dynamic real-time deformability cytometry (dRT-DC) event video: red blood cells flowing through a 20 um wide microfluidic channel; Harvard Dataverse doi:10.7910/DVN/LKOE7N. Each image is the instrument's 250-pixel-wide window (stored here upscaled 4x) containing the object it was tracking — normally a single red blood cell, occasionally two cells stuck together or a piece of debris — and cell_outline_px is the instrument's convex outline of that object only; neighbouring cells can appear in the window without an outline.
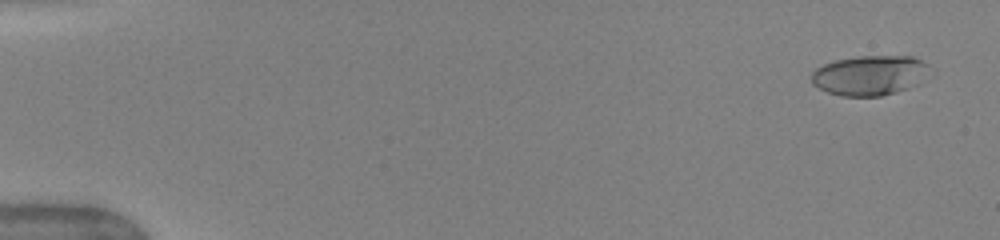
{"species": "human", "species_latin": "Homo sapiens", "temperature_condition": "warm", "stored_images_in_passage": 52, "camera_frame_rate_fps": 3000, "um_per_image_px": 0.085, "donor": {"sex": "female"}, "frame": {"image": 1, "passage_image": 3, "time_ms": 0.667, "image_size_px": [1000, 240], "cell_outline_px": [[928, 68], [920, 84], [896, 92], [880, 96], [840, 96], [828, 92], [812, 84], [812, 72], [816, 68], [832, 60], [856, 56], [912, 56], [928, 64]], "centroid_in_image_um": [73.9, 6.4], "position_along_channel_um": 11.1, "area_um2": 27.51}}
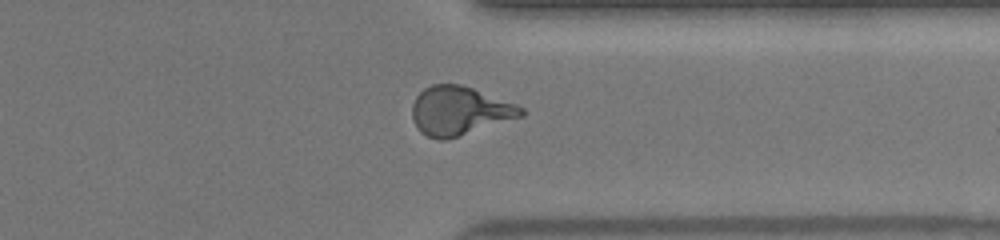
{"frame": {"image": 2, "passage_image": 41, "time_ms": 13.333, "image_size_px": [1000, 240], "cell_outline_px": [[524, 116], [448, 140], [440, 140], [428, 136], [420, 132], [412, 116], [412, 104], [416, 96], [424, 88], [432, 84], [460, 84], [472, 88], [516, 104], [524, 108]], "centroid_in_image_um": [39.06, 9.43], "position_along_channel_um": 372.3, "area_um2": 30.98}}
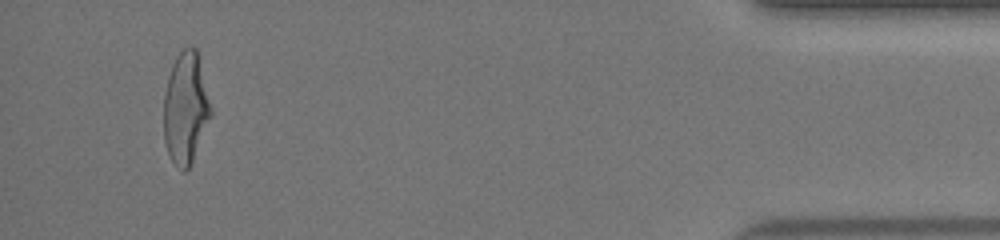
{"frame": {"image": 3, "passage_image": 49, "time_ms": 16.0, "image_size_px": [1000, 240], "cell_outline_px": [[212, 112], [192, 160], [188, 168], [184, 172], [176, 168], [168, 152], [164, 140], [164, 92], [168, 76], [172, 64], [176, 56], [184, 48], [196, 48], [212, 108]], "centroid_in_image_um": [15.76, 9.19], "position_along_channel_um": 419.4, "area_um2": 30.23}}